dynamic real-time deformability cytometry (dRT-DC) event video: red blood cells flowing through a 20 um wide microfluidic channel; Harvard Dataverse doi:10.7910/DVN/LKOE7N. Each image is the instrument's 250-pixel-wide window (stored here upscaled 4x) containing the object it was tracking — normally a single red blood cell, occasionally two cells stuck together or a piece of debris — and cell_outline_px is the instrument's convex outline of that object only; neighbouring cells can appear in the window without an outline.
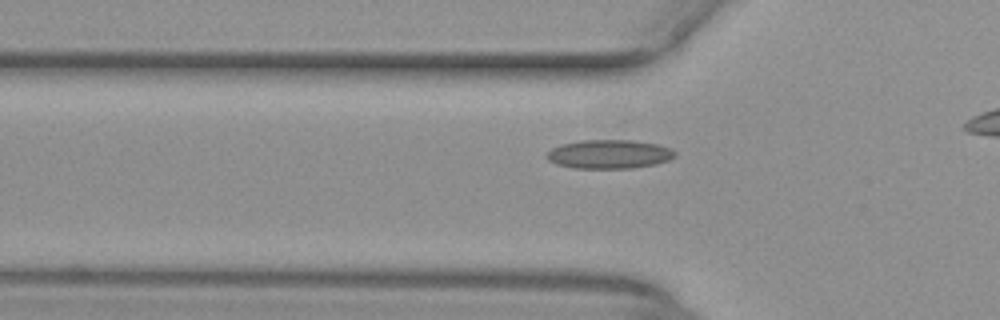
{"species": "common noctule bat (a hibernating species)", "species_latin": "Nyctalus noctula", "temperature_condition": "warm", "stored_images_in_passage": 35, "camera_frame_rate_fps": 3000, "um_per_image_px": 0.085, "animal": {"sex": "female", "body_mass_g": 29.2, "forearm_length_mm": 56.3}, "frame": {"image": 1, "passage_image": 10, "time_ms": 3.0, "image_size_px": [1000, 320], "cell_outline_px": [[676, 156], [668, 160], [656, 164], [632, 168], [576, 168], [556, 164], [548, 160], [544, 156], [552, 148], [560, 144], [580, 140], [632, 140], [656, 144], [672, 148], [676, 152]], "centroid_in_image_um": [51.77, 13.1], "position_along_channel_um": 74.0, "area_um2": 21.68}}
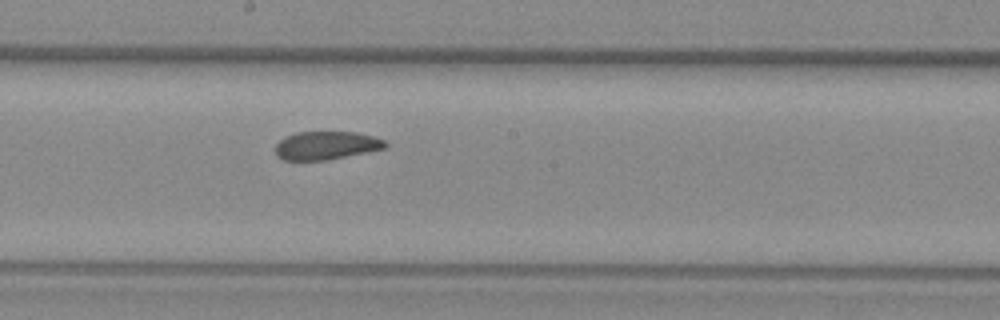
{"frame": {"image": 2, "passage_image": 21, "time_ms": 6.667, "image_size_px": [1000, 320], "cell_outline_px": [[388, 144], [384, 148], [324, 160], [284, 160], [276, 156], [276, 144], [284, 136], [296, 132], [356, 132], [372, 136], [384, 140]], "centroid_in_image_um": [27.67, 12.35], "position_along_channel_um": 220.5, "area_um2": 17.86}}
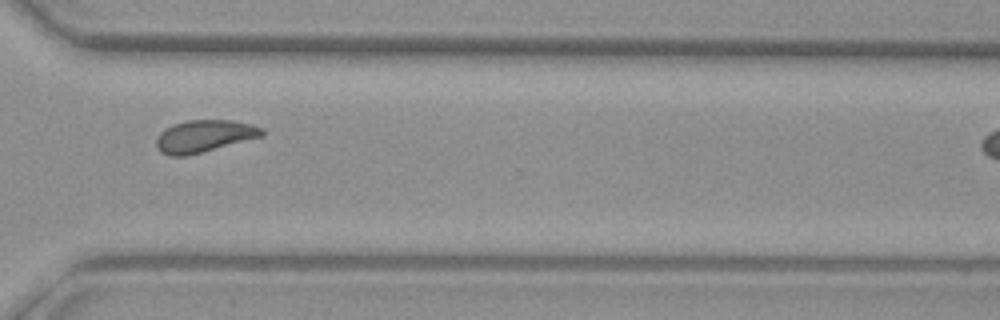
{"frame": {"image": 3, "passage_image": 31, "time_ms": 10.0, "image_size_px": [1000, 320], "cell_outline_px": [[264, 136], [184, 156], [168, 156], [160, 152], [156, 148], [156, 140], [160, 132], [164, 128], [172, 124], [188, 120], [232, 120], [252, 124], [264, 128]], "centroid_in_image_um": [17.34, 11.56], "position_along_channel_um": 353.3, "area_um2": 19.88}}